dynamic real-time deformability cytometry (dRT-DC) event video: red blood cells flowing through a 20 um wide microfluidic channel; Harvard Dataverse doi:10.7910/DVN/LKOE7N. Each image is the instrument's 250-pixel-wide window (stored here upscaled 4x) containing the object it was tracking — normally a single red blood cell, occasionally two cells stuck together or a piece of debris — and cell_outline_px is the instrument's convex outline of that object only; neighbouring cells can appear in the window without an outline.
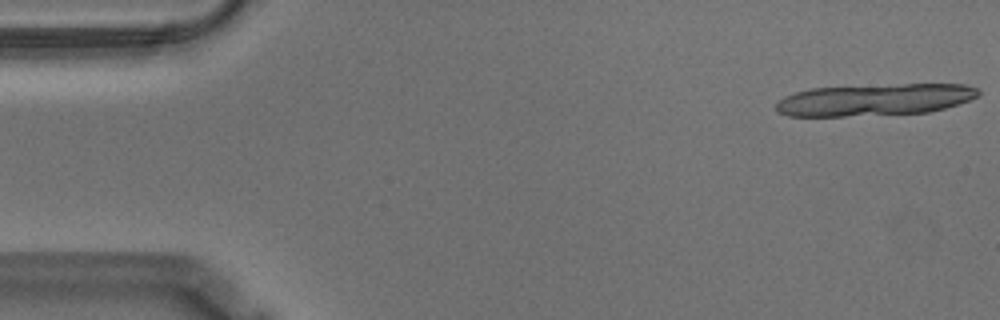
{"species": "Egyptian fruit bat (a non-hibernating species)", "species_latin": "Rousettus aegyptiacus", "temperature_condition": "warm", "stored_images_in_passage": 27, "segment_of_instrument_passage": [1, 2], "camera_frame_rate_fps": 3000, "um_per_image_px": 0.085, "animal": {"sex": "male"}, "frame": {"image": 1, "passage_image": 1, "time_ms": 0.0, "image_size_px": [1000, 320], "cell_outline_px": [[980, 92], [976, 96], [968, 100], [944, 108], [928, 112], [844, 116], [788, 116], [776, 112], [776, 104], [784, 96], [796, 92], [812, 88], [904, 84], [964, 84], [980, 88]], "centroid_in_image_um": [74.33, 8.47], "position_along_channel_um": 10.7, "area_um2": 37.28}}